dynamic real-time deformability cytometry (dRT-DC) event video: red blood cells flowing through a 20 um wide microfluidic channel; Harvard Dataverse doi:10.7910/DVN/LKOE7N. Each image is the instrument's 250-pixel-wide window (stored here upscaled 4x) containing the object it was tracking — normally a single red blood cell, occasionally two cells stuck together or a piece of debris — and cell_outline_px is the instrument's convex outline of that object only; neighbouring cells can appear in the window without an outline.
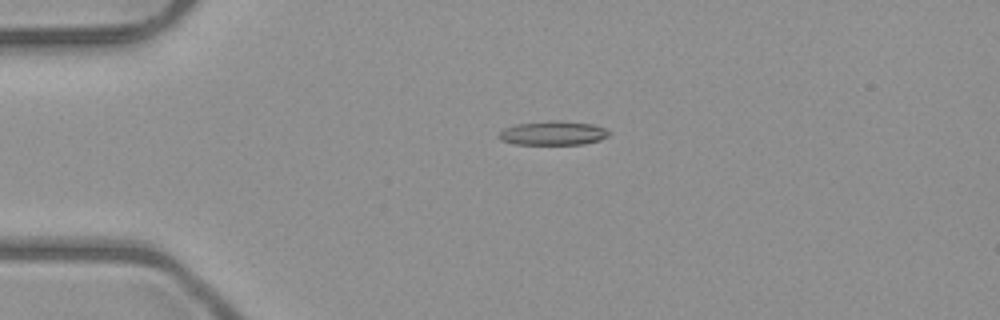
{"species": "common noctule bat (a hibernating species)", "species_latin": "Nyctalus noctula", "temperature_condition": "room temperature", "stored_images_in_passage": 5, "camera_frame_rate_fps": 3000, "um_per_image_px": 0.085, "animal": {"sex": "male", "body_mass_g": 23.1, "forearm_length_mm": 52.7}, "frame": {"image": 1, "passage_image": 4, "time_ms": 3.667, "image_size_px": [1000, 320], "cell_outline_px": [[612, 132], [608, 136], [600, 140], [584, 144], [516, 144], [500, 140], [496, 136], [504, 128], [516, 124], [548, 120], [556, 120], [592, 124], [604, 128]], "centroid_in_image_um": [47.0, 11.31], "position_along_channel_um": 38.0, "area_um2": 15.55}}